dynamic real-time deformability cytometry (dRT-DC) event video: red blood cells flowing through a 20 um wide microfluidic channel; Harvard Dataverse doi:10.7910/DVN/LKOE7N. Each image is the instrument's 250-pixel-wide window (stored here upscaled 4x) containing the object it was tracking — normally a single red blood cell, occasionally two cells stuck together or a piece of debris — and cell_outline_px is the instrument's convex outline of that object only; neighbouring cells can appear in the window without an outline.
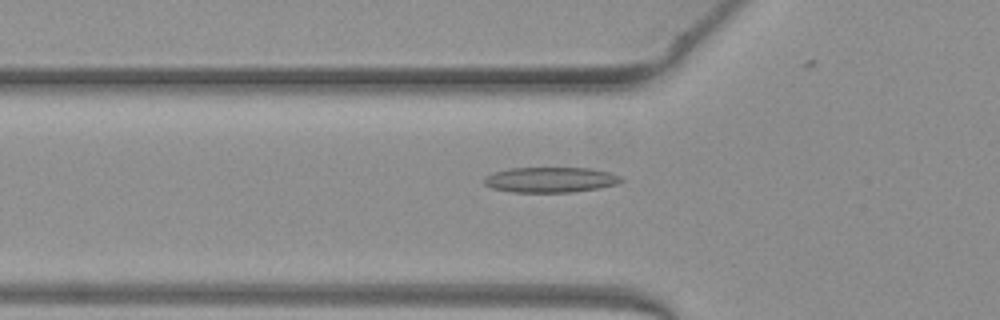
{"species": "common noctule bat (a hibernating species)", "species_latin": "Nyctalus noctula", "temperature_condition": "warm", "stored_images_in_passage": 48, "camera_frame_rate_fps": 3000, "um_per_image_px": 0.085, "animal": {"sex": "female", "body_mass_g": 19.3, "forearm_length_mm": 54.1}, "frame": {"image": 1, "passage_image": 14, "time_ms": 4.333, "image_size_px": [1000, 320], "cell_outline_px": [[624, 180], [616, 184], [600, 188], [572, 192], [512, 192], [492, 188], [484, 184], [484, 176], [492, 172], [512, 168], [588, 168], [608, 172], [620, 176]], "centroid_in_image_um": [46.76, 15.28], "position_along_channel_um": 79.0, "area_um2": 20.23}}
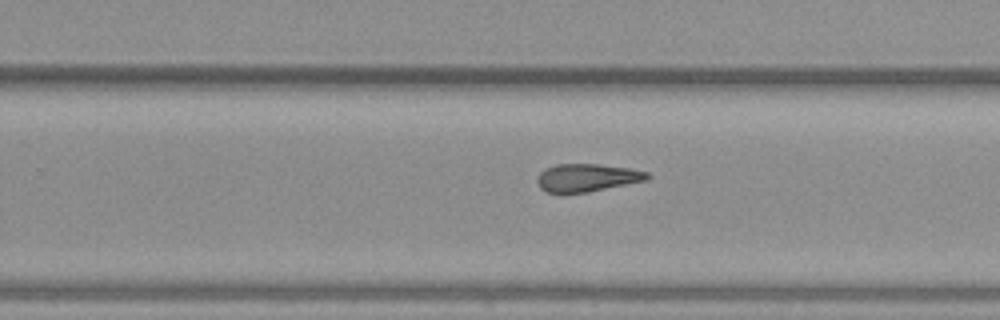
{"frame": {"image": 2, "passage_image": 29, "time_ms": 9.333, "image_size_px": [1000, 320], "cell_outline_px": [[652, 176], [648, 180], [588, 192], [544, 192], [540, 188], [536, 180], [540, 172], [544, 168], [556, 164], [596, 164], [632, 168], [648, 172]], "centroid_in_image_um": [49.92, 15.09], "position_along_channel_um": 279.9, "area_um2": 17.98}}
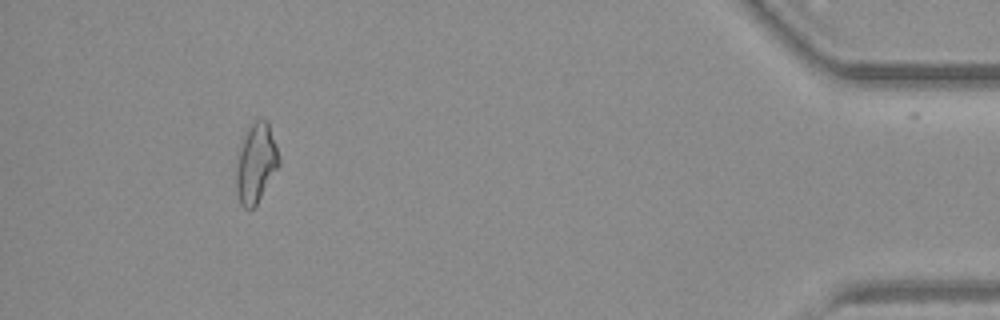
{"frame": {"image": 3, "passage_image": 44, "time_ms": 14.333, "image_size_px": [1000, 320], "cell_outline_px": [[280, 164], [256, 204], [248, 212], [240, 204], [236, 192], [236, 164], [240, 148], [244, 136], [252, 120], [264, 116], [268, 120], [280, 156]], "centroid_in_image_um": [21.76, 13.82], "position_along_channel_um": 413.4, "area_um2": 20.06}, "authors_computed_cell_mechanics": {"area_um2": 19.074, "velocity_mm_per_s": 4.0043, "shape_relaxation_time_tau1_ms": null, "shape_relaxation_time_tau2_ms": 6.9873, "deformation_change_tau1": null, "deformation_change_tau2": 0.1834}}